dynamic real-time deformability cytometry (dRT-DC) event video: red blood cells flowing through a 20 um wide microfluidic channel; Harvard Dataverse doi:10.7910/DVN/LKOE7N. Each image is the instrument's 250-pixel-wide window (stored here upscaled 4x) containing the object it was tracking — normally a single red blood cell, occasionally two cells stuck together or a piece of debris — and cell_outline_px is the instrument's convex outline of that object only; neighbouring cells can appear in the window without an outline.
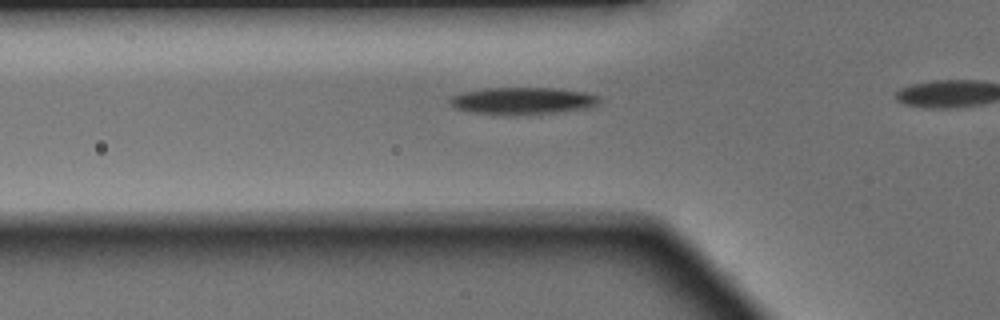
{"species": "Egyptian fruit bat (a non-hibernating species)", "species_latin": "Rousettus aegyptiacus", "temperature_condition": "warm", "stored_images_in_passage": 4, "camera_frame_rate_fps": 3000, "um_per_image_px": 0.085, "animal": {"sex": "male"}, "frame": {"image": 1, "passage_image": 4, "time_ms": 1.0, "image_size_px": [1000, 320], "cell_outline_px": [[600, 100], [596, 104], [588, 108], [556, 112], [472, 112], [452, 108], [448, 104], [448, 100], [452, 96], [464, 92], [484, 88], [556, 88], [584, 92], [600, 96]], "centroid_in_image_um": [44.41, 8.52], "position_along_channel_um": 81.4, "area_um2": 22.6}}